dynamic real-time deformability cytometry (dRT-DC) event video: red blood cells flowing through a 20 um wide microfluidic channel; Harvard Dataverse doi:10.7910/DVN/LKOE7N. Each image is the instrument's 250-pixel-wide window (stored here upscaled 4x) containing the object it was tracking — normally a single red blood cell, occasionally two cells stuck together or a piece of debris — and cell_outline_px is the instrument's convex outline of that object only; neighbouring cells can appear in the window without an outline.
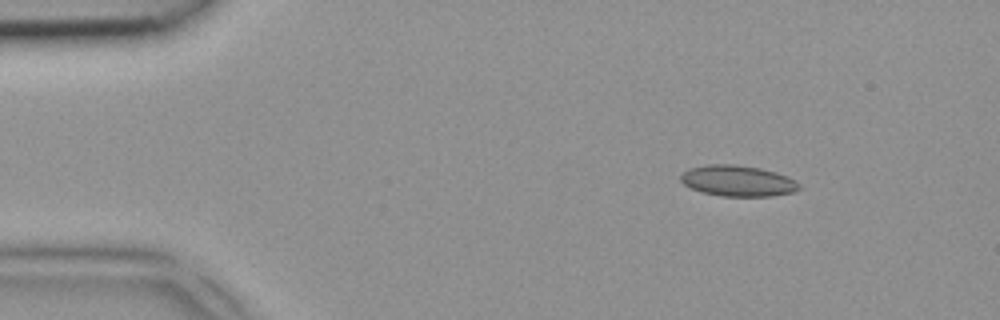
{"species": "common noctule bat (a hibernating species)", "species_latin": "Nyctalus noctula", "temperature_condition": "room temperature", "stored_images_in_passage": 2, "camera_frame_rate_fps": 3000, "um_per_image_px": 0.085, "animal": {"sex": "female", "body_mass_g": 18.4}, "frame": {"image": 1, "passage_image": 1, "time_ms": 0.0, "image_size_px": [1000, 320], "cell_outline_px": [[800, 188], [792, 192], [772, 196], [724, 196], [704, 192], [692, 188], [684, 184], [680, 180], [680, 176], [688, 168], [708, 164], [736, 164], [760, 168], [776, 172], [796, 180], [800, 184]], "centroid_in_image_um": [62.72, 15.36], "position_along_channel_um": 22.3, "area_um2": 21.27}}
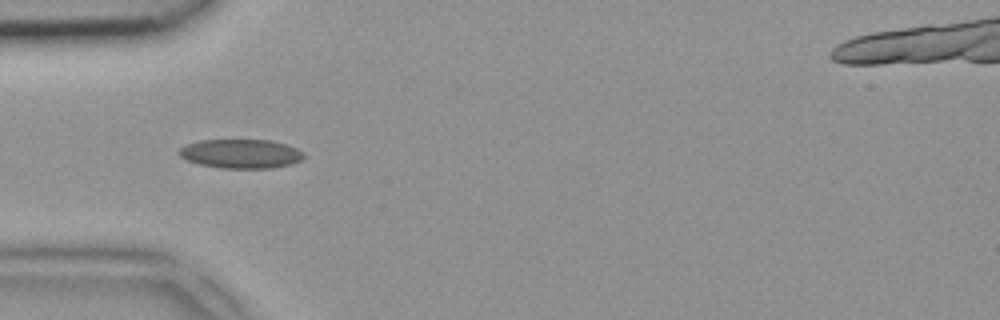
{"frame": {"image": 2, "passage_image": 2, "time_ms": 0.333, "image_size_px": [1000, 320], "cell_outline_px": [[304, 156], [300, 160], [292, 164], [272, 168], [220, 168], [200, 164], [188, 160], [180, 156], [176, 152], [180, 148], [188, 144], [200, 140], [272, 140], [296, 148], [304, 152]], "centroid_in_image_um": [20.48, 13.07], "position_along_channel_um": 64.5, "area_um2": 21.1}}